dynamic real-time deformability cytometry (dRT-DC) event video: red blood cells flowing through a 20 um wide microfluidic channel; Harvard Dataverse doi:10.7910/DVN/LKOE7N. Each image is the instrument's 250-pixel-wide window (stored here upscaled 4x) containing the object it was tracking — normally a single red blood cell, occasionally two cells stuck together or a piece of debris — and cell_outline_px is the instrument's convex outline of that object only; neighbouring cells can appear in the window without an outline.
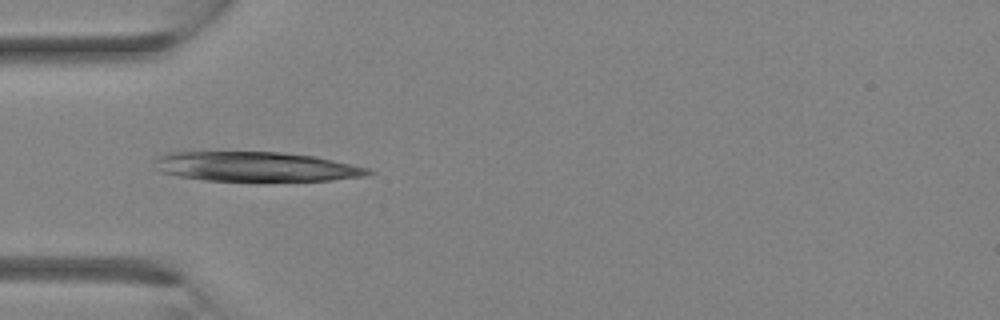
{"species": "Egyptian fruit bat (a non-hibernating species)", "species_latin": "Rousettus aegyptiacus", "temperature_condition": "room temperature", "stored_images_in_passage": 3, "camera_frame_rate_fps": 3000, "um_per_image_px": 0.085, "animal": {"sex": "female"}, "frame": {"image": 1, "passage_image": 3, "time_ms": 0.667, "image_size_px": [1000, 320], "cell_outline_px": [[376, 172], [364, 176], [328, 180], [204, 180], [180, 176], [160, 172], [156, 168], [152, 160], [156, 156], [168, 152], [280, 152], [316, 156], [352, 164], [368, 168]], "centroid_in_image_um": [21.71, 14.15], "position_along_channel_um": 63.3, "area_um2": 36.7}}